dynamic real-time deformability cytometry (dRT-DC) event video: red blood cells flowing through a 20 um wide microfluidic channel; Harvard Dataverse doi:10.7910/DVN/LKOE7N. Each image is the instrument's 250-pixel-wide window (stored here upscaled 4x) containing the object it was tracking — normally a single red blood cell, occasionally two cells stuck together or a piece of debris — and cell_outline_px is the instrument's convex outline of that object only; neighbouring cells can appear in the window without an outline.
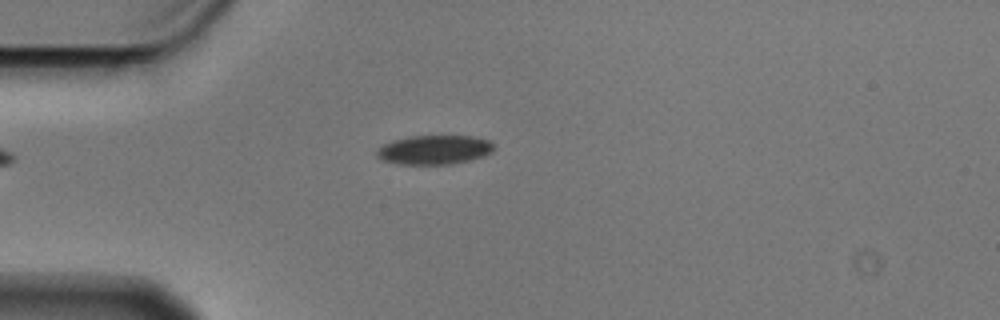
{"species": "Egyptian fruit bat (a non-hibernating species)", "species_latin": "Rousettus aegyptiacus", "temperature_condition": "cold", "stored_images_in_passage": 3, "camera_frame_rate_fps": 3000, "um_per_image_px": 0.085, "animal": {"sex": "male"}, "frame": {"image": 1, "passage_image": 3, "time_ms": 0.667, "image_size_px": [1000, 320], "cell_outline_px": [[492, 152], [484, 156], [452, 164], [400, 164], [380, 160], [376, 156], [376, 148], [392, 140], [408, 136], [472, 136], [488, 140], [492, 144]], "centroid_in_image_um": [36.85, 12.73], "position_along_channel_um": 48.1, "area_um2": 19.94}}